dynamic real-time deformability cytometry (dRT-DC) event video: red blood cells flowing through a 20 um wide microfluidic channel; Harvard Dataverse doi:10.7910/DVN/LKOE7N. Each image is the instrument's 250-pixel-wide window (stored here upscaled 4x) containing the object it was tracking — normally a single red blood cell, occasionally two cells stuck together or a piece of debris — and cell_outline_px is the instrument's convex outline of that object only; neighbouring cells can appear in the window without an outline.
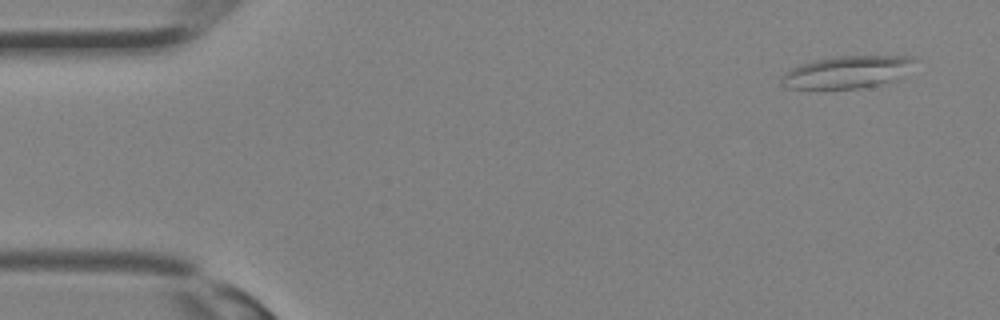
{"species": "Egyptian fruit bat (a non-hibernating species)", "species_latin": "Rousettus aegyptiacus", "temperature_condition": "room temperature", "stored_images_in_passage": 31, "camera_frame_rate_fps": 3000, "um_per_image_px": 0.085, "animal": {"sex": "female"}, "frame": {"image": 1, "passage_image": 1, "time_ms": 0.0, "image_size_px": [1000, 320], "cell_outline_px": [[916, 60], [896, 80], [860, 88], [784, 88], [780, 84], [780, 76], [784, 72], [800, 64], [816, 60], [836, 56], [912, 56]], "centroid_in_image_um": [71.93, 6.12], "position_along_channel_um": 13.1, "area_um2": 24.8}}
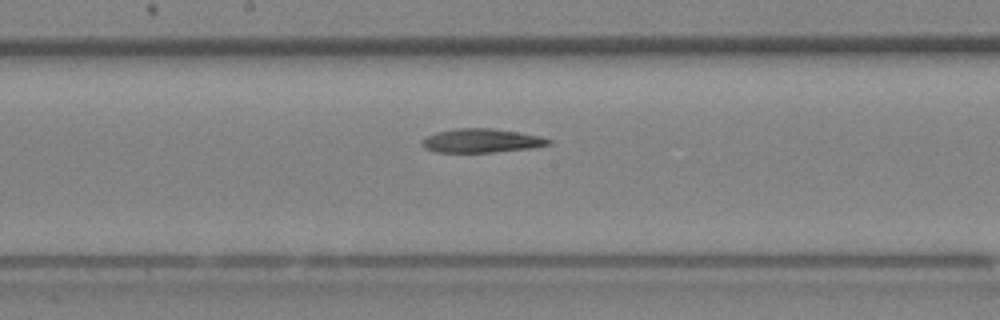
{"frame": {"image": 2, "passage_image": 16, "time_ms": 5.0, "image_size_px": [1000, 320], "cell_outline_px": [[552, 144], [532, 148], [492, 152], [436, 152], [424, 148], [420, 144], [420, 140], [436, 132], [456, 128], [492, 128], [540, 136], [552, 140]], "centroid_in_image_um": [40.9, 11.96], "position_along_channel_um": 207.3, "area_um2": 17.63}}
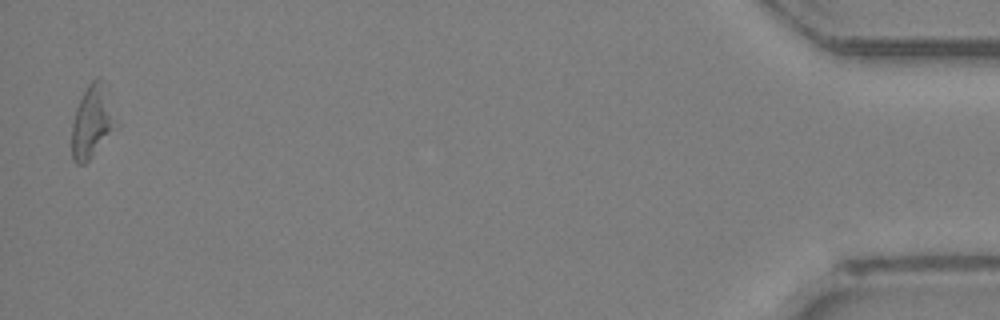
{"frame": {"image": 3, "passage_image": 31, "time_ms": 10.0, "image_size_px": [1000, 320], "cell_outline_px": [[120, 124], [92, 156], [84, 164], [76, 164], [72, 160], [72, 124], [76, 108], [88, 84], [92, 80], [104, 80]], "centroid_in_image_um": [7.88, 10.34], "position_along_channel_um": 427.3, "area_um2": 18.96}}